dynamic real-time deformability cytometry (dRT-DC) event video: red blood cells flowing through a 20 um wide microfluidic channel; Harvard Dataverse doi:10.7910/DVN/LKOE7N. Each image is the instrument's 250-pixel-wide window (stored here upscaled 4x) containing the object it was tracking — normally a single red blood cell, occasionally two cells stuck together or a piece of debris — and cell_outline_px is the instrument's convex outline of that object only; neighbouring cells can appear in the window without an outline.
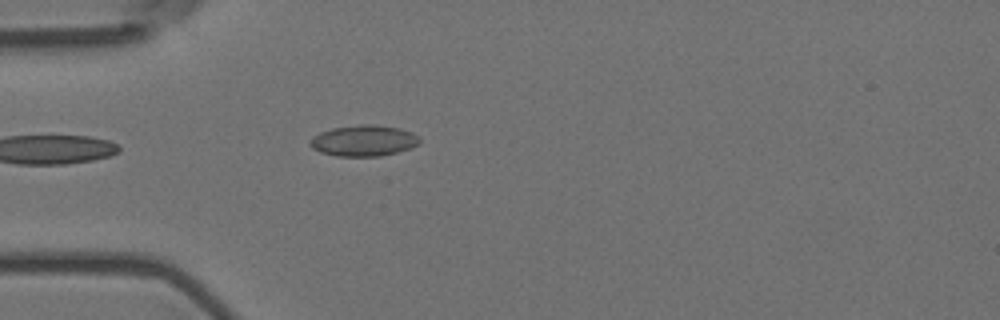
{"species": "Egyptian fruit bat (a non-hibernating species)", "species_latin": "Rousettus aegyptiacus", "temperature_condition": "room temperature", "stored_images_in_passage": 5, "camera_frame_rate_fps": 3000, "um_per_image_px": 0.085, "animal": {"sex": "female"}, "frame": {"image": 1, "passage_image": 5, "time_ms": 1.333, "image_size_px": [1000, 320], "cell_outline_px": [[420, 144], [412, 148], [380, 156], [336, 156], [320, 152], [312, 148], [308, 144], [312, 136], [320, 132], [332, 128], [360, 124], [372, 124], [400, 128], [412, 132], [420, 136]], "centroid_in_image_um": [30.92, 11.95], "position_along_channel_um": 54.1, "area_um2": 20.06}}